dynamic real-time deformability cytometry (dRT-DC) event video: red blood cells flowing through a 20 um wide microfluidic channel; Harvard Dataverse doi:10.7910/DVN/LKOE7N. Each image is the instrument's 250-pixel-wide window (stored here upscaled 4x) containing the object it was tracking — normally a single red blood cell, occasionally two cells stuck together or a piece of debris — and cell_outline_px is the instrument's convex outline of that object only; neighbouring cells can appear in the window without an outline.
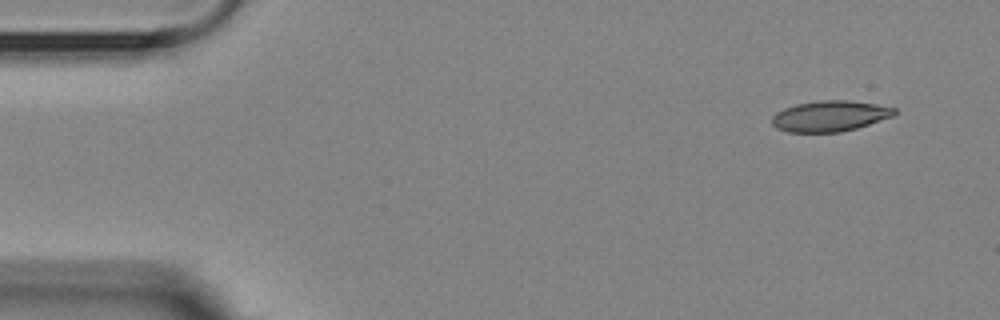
{"species": "Egyptian fruit bat (a non-hibernating species)", "species_latin": "Rousettus aegyptiacus", "temperature_condition": "room temperature", "stored_images_in_passage": 4, "segment_of_instrument_passage": [2, 2], "camera_frame_rate_fps": 3000, "um_per_image_px": 0.085, "animal": {"sex": "female"}, "frame": {"image": 1, "passage_image": 4, "time_ms": 4.333, "image_size_px": [1000, 320], "cell_outline_px": [[896, 112], [892, 116], [856, 128], [840, 132], [788, 132], [776, 128], [772, 124], [772, 116], [776, 112], [784, 108], [796, 104], [816, 100], [848, 100], [876, 104], [896, 108]], "centroid_in_image_um": [70.5, 9.86], "position_along_channel_um": 14.5, "area_um2": 21.91}}